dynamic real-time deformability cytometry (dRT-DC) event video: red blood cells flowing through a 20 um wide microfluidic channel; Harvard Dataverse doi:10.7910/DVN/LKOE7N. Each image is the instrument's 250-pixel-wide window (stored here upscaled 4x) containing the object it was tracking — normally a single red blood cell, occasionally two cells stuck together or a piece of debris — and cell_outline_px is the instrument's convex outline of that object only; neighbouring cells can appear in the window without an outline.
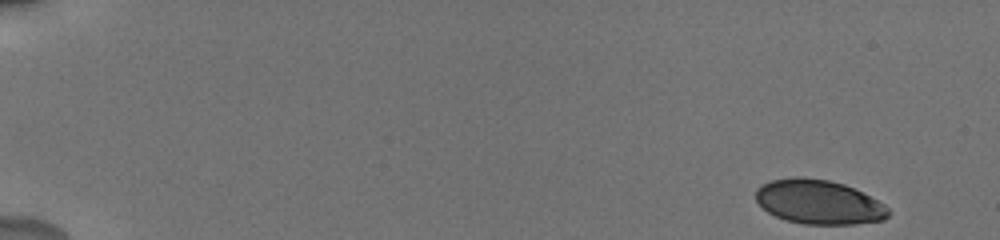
{"species": "human", "species_latin": "Homo sapiens", "temperature_condition": "cold", "stored_images_in_passage": 60, "camera_frame_rate_fps": 3000, "um_per_image_px": 0.085, "donor": {"sex": "male"}, "frame": {"image": 1, "passage_image": 1, "time_ms": 0.0, "image_size_px": [1000, 240], "cell_outline_px": [[892, 212], [884, 220], [856, 224], [804, 224], [788, 220], [776, 216], [768, 212], [756, 200], [756, 188], [772, 180], [796, 176], [804, 176], [828, 180], [844, 184], [884, 204]], "centroid_in_image_um": [69.6, 17.17], "position_along_channel_um": 15.4, "area_um2": 34.04}}
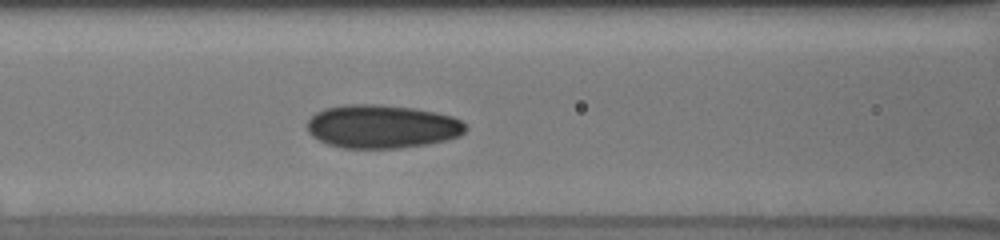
{"frame": {"image": 2, "passage_image": 22, "time_ms": 7.333, "image_size_px": [1000, 240], "cell_outline_px": [[468, 128], [460, 136], [448, 140], [428, 144], [400, 148], [344, 148], [328, 144], [312, 136], [308, 132], [308, 120], [316, 112], [324, 108], [348, 104], [376, 104], [412, 108], [436, 112], [452, 116], [460, 120]], "centroid_in_image_um": [32.48, 10.75], "position_along_channel_um": 134.1, "area_um2": 40.17}}
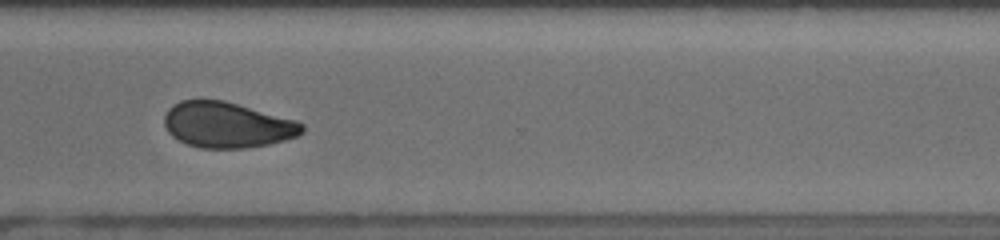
{"frame": {"image": 3, "passage_image": 47, "time_ms": 13.0, "image_size_px": [1000, 240], "cell_outline_px": [[304, 132], [296, 136], [284, 140], [268, 144], [244, 148], [200, 148], [188, 144], [172, 136], [168, 132], [164, 124], [164, 116], [168, 108], [172, 104], [180, 100], [200, 96], [224, 100], [296, 120], [304, 124]], "centroid_in_image_um": [19.26, 10.57], "position_along_channel_um": 351.3, "area_um2": 37.28}, "authors_computed_cell_mechanics": {"area_um2": 37.0498, "velocity_mm_per_s": 3.8317, "shape_relaxation_time_tau1_ms": null, "shape_relaxation_time_tau2_ms": 2.1649, "deformation_change_tau1": null, "deformation_change_tau2": 0.0691}}